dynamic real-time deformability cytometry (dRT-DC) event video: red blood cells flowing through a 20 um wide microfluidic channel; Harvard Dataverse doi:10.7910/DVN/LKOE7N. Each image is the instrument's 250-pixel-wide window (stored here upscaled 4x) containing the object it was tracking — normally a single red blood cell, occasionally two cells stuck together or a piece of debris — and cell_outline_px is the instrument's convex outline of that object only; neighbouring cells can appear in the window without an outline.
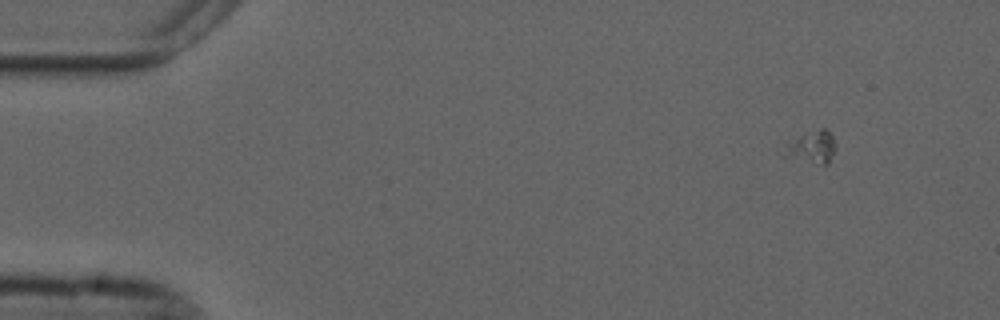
{"species": "common noctule bat (a hibernating species)", "species_latin": "Nyctalus noctula", "temperature_condition": "cold", "stored_images_in_passage": 26, "camera_frame_rate_fps": 3000, "um_per_image_px": 0.085, "animal": {"sex": "male", "forearm_length_mm": 52.5}, "frame": {"image": 1, "passage_image": 7, "time_ms": 2.0, "image_size_px": [1000, 320], "cell_outline_px": [[836, 148], [828, 164], [820, 164], [780, 156], [784, 140], [820, 128], [824, 128], [832, 136], [836, 144]], "centroid_in_image_um": [68.89, 12.49], "position_along_channel_um": 16.1, "area_um2": 10.23}}
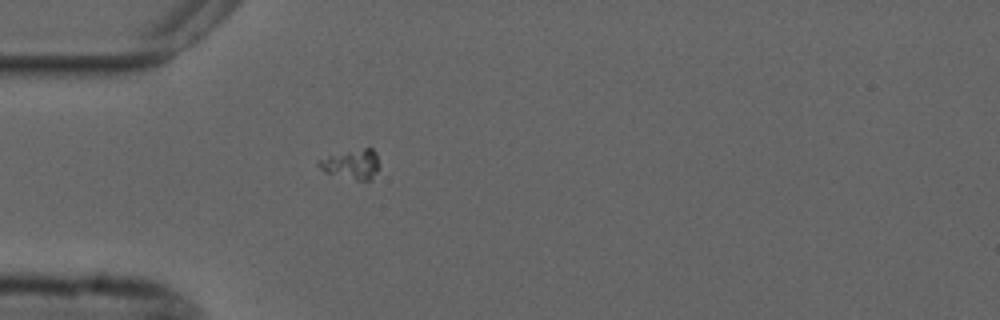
{"frame": {"image": 2, "passage_image": 18, "time_ms": 5.667, "image_size_px": [1000, 320], "cell_outline_px": [[376, 172], [372, 180], [356, 180], [324, 172], [316, 164], [316, 160], [328, 156], [364, 148], [372, 148], [376, 152]], "centroid_in_image_um": [29.84, 13.97], "position_along_channel_um": 55.2, "area_um2": 10.17}}
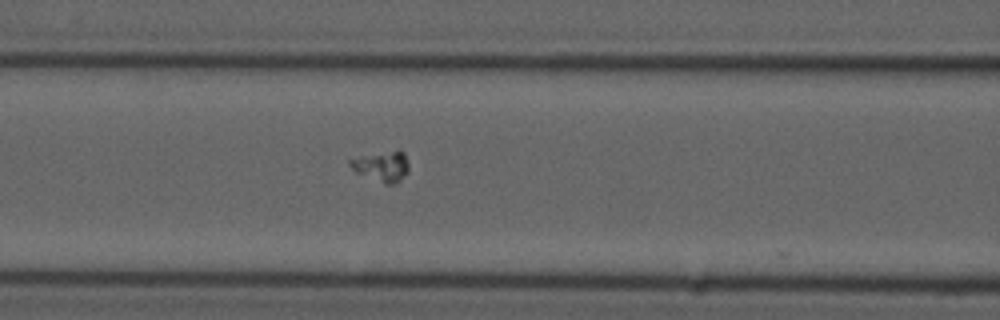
{"frame": {"image": 3, "passage_image": 25, "time_ms": 8.0, "image_size_px": [1000, 320], "cell_outline_px": [[408, 172], [396, 184], [384, 184], [356, 172], [348, 164], [348, 160], [360, 156], [392, 152], [404, 152], [408, 160]], "centroid_in_image_um": [32.46, 14.17], "position_along_channel_um": 134.1, "area_um2": 10.12}}